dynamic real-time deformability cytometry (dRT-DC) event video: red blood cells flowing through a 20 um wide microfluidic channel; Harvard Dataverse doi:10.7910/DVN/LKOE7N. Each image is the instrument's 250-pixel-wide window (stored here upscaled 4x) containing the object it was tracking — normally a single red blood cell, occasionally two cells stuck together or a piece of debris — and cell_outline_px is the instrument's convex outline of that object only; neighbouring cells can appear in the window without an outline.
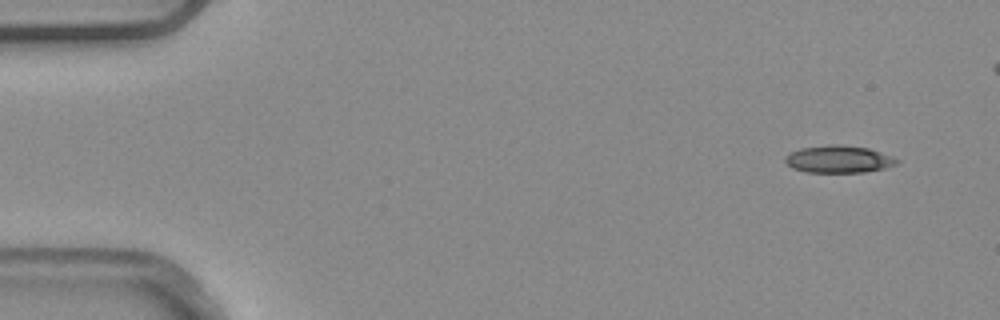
{"species": "common noctule bat (a hibernating species)", "species_latin": "Nyctalus noctula", "temperature_condition": "warm", "stored_images_in_passage": 4, "camera_frame_rate_fps": 3000, "um_per_image_px": 0.085, "animal": {"sex": "male", "body_mass_g": 20.4}, "frame": {"image": 1, "passage_image": 1, "time_ms": 0.0, "image_size_px": [1000, 320], "cell_outline_px": [[900, 160], [896, 164], [884, 168], [864, 172], [804, 172], [792, 168], [784, 160], [792, 152], [800, 148], [828, 144], [840, 144], [868, 148], [892, 156]], "centroid_in_image_um": [71.29, 13.53], "position_along_channel_um": 13.7, "area_um2": 17.69}}